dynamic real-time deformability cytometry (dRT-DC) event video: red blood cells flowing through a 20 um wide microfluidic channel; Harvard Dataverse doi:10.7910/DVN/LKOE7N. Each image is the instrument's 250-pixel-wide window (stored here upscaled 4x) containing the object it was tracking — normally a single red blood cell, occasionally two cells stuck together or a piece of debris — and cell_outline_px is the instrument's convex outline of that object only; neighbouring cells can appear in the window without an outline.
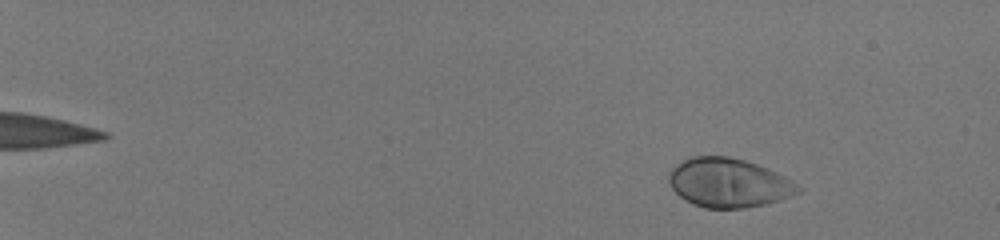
{"species": "human", "species_latin": "Homo sapiens", "temperature_condition": "room temperature", "stored_images_in_passage": 48, "camera_frame_rate_fps": 3000, "um_per_image_px": 0.085, "donor": {"sex": "male"}, "frame": {"image": 1, "passage_image": 1, "time_ms": 0.0, "image_size_px": [1000, 240], "cell_outline_px": [[800, 192], [780, 200], [764, 204], [744, 208], [704, 208], [692, 204], [680, 196], [668, 184], [668, 172], [676, 164], [692, 156], [728, 156], [744, 160], [756, 164], [776, 172], [784, 176], [796, 184], [800, 188]], "centroid_in_image_um": [61.89, 15.54], "position_along_channel_um": 23.1, "area_um2": 36.82}}
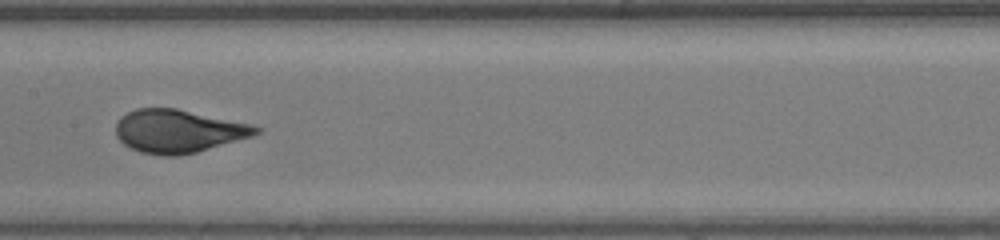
{"frame": {"image": 2, "passage_image": 27, "time_ms": 8.667, "image_size_px": [1000, 240], "cell_outline_px": [[264, 128], [260, 132], [252, 136], [196, 152], [176, 156], [164, 156], [140, 152], [124, 144], [116, 136], [116, 124], [120, 116], [136, 108], [176, 108], [252, 124]], "centroid_in_image_um": [15.16, 11.14], "position_along_channel_um": 192.2, "area_um2": 35.2}}
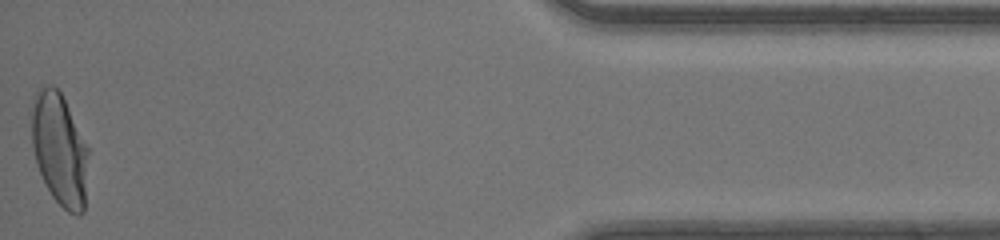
{"frame": {"image": 3, "passage_image": 48, "time_ms": 15.667, "image_size_px": [1000, 240], "cell_outline_px": [[88, 152], [84, 212], [80, 216], [76, 216], [68, 212], [52, 196], [36, 164], [32, 148], [28, 112], [36, 92], [48, 84], [52, 84], [60, 92], [88, 148]], "centroid_in_image_um": [5.01, 12.68], "position_along_channel_um": 430.2, "area_um2": 37.4}, "authors_computed_cell_mechanics": {"area_um2": 35.4025, "velocity_mm_per_s": 4.1748, "shape_relaxation_time_tau1_ms": 3.5829, "shape_relaxation_time_tau2_ms": null, "deformation_change_tau1": 0.2167, "deformation_change_tau2": null}}